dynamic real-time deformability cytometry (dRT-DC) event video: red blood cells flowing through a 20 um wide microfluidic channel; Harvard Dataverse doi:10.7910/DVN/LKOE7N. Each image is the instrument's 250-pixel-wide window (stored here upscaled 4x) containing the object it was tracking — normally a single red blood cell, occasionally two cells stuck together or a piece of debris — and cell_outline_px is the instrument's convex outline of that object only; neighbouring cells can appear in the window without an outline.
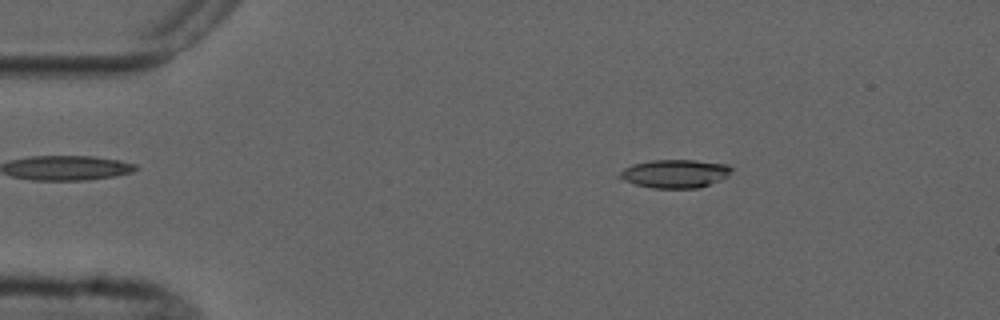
{"species": "common noctule bat (a hibernating species)", "species_latin": "Nyctalus noctula", "temperature_condition": "cold", "stored_images_in_passage": 3, "camera_frame_rate_fps": 3000, "um_per_image_px": 0.085, "animal": {"sex": "male", "forearm_length_mm": 52.5}, "frame": {"image": 1, "passage_image": 2, "time_ms": 1.333, "image_size_px": [1000, 320], "cell_outline_px": [[732, 168], [728, 176], [720, 180], [700, 188], [652, 188], [636, 184], [624, 180], [616, 176], [624, 168], [632, 164], [652, 160], [696, 160], [728, 164]], "centroid_in_image_um": [57.38, 14.76], "position_along_channel_um": 27.6, "area_um2": 18.55}}